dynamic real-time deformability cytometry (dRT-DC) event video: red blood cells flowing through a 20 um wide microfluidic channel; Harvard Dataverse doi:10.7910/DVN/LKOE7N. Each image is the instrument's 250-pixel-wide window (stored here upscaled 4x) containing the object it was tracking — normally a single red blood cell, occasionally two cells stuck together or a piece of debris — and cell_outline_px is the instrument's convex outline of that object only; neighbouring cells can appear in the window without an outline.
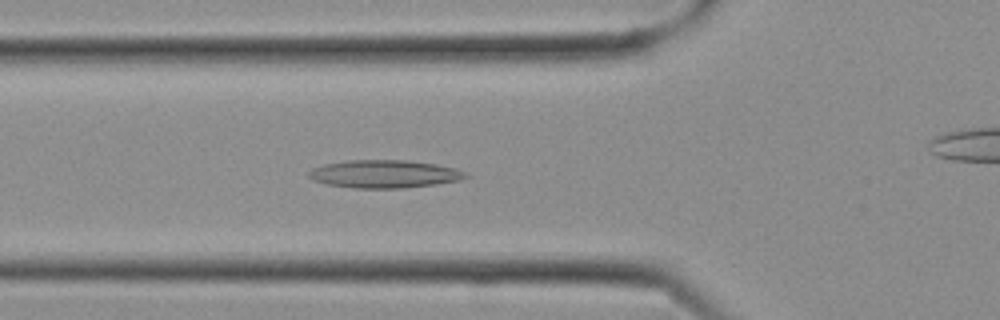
{"species": "Egyptian fruit bat (a non-hibernating species)", "species_latin": "Rousettus aegyptiacus", "temperature_condition": "cold", "stored_images_in_passage": 13, "camera_frame_rate_fps": 3000, "um_per_image_px": 0.085, "frame": {"image": 1, "passage_image": 8, "time_ms": 2.333, "image_size_px": [1000, 320], "cell_outline_px": [[468, 176], [460, 180], [436, 184], [404, 188], [352, 188], [324, 184], [312, 180], [308, 176], [308, 172], [312, 168], [324, 164], [348, 160], [408, 160], [436, 164], [456, 168], [464, 172]], "centroid_in_image_um": [32.63, 14.79], "position_along_channel_um": 93.2, "area_um2": 25.66}}
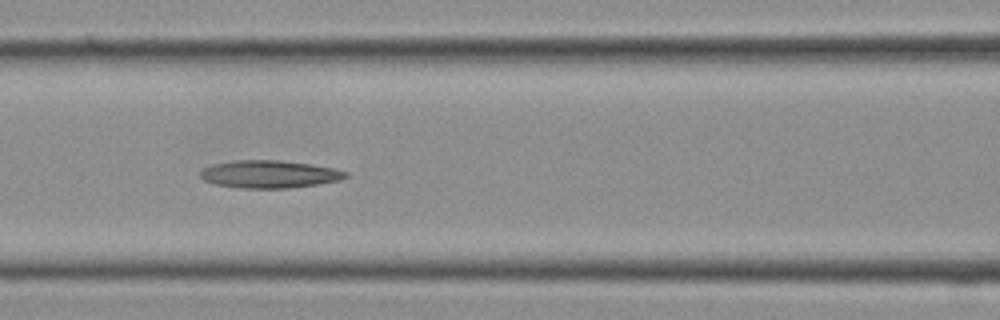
{"frame": {"image": 2, "passage_image": 10, "time_ms": 3.0, "image_size_px": [1000, 320], "cell_outline_px": [[348, 176], [340, 180], [316, 184], [288, 188], [240, 188], [216, 184], [204, 180], [200, 176], [200, 172], [204, 168], [212, 164], [232, 160], [280, 160], [336, 168], [348, 172]], "centroid_in_image_um": [22.89, 14.8], "position_along_channel_um": 143.7, "area_um2": 23.35}}
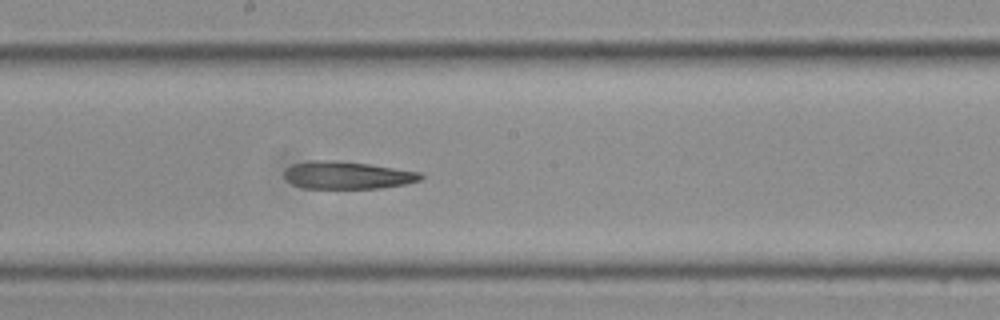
{"frame": {"image": 3, "passage_image": 13, "time_ms": 4.0, "image_size_px": [1000, 320], "cell_outline_px": [[424, 176], [420, 180], [404, 184], [380, 188], [304, 188], [292, 184], [284, 180], [284, 172], [292, 164], [316, 160], [336, 160], [368, 164], [420, 172]], "centroid_in_image_um": [29.49, 14.89], "position_along_channel_um": 218.7, "area_um2": 21.79}}